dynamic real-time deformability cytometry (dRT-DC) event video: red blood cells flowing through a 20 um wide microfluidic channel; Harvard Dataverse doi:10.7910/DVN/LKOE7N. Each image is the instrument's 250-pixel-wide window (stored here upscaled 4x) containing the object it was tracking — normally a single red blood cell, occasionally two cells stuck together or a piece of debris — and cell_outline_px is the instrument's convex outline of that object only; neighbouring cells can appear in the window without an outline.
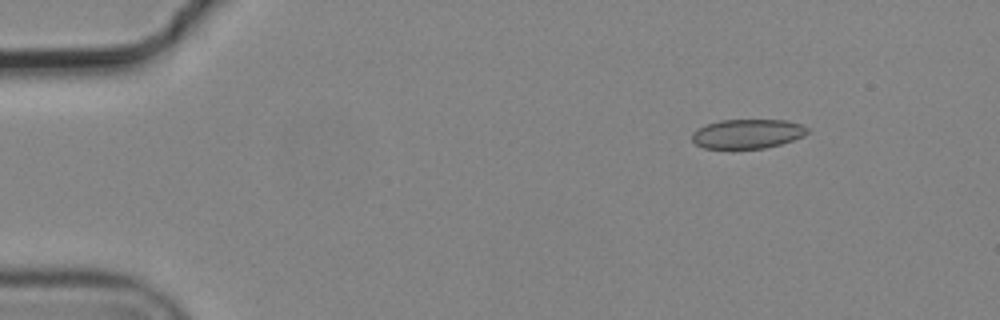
{"species": "common noctule bat (a hibernating species)", "species_latin": "Nyctalus noctula", "temperature_condition": "cold", "stored_images_in_passage": 2, "camera_frame_rate_fps": 3000, "um_per_image_px": 0.085, "animal": {"sex": "male", "body_mass_g": 19.2, "forearm_length_mm": 51.8}, "frame": {"image": 1, "passage_image": 1, "time_ms": 0.0, "image_size_px": [1000, 320], "cell_outline_px": [[808, 132], [804, 136], [780, 144], [764, 148], [704, 148], [696, 144], [692, 140], [692, 132], [696, 128], [720, 120], [784, 120], [800, 124], [808, 128]], "centroid_in_image_um": [63.51, 11.37], "position_along_channel_um": 21.5, "area_um2": 19.59}}